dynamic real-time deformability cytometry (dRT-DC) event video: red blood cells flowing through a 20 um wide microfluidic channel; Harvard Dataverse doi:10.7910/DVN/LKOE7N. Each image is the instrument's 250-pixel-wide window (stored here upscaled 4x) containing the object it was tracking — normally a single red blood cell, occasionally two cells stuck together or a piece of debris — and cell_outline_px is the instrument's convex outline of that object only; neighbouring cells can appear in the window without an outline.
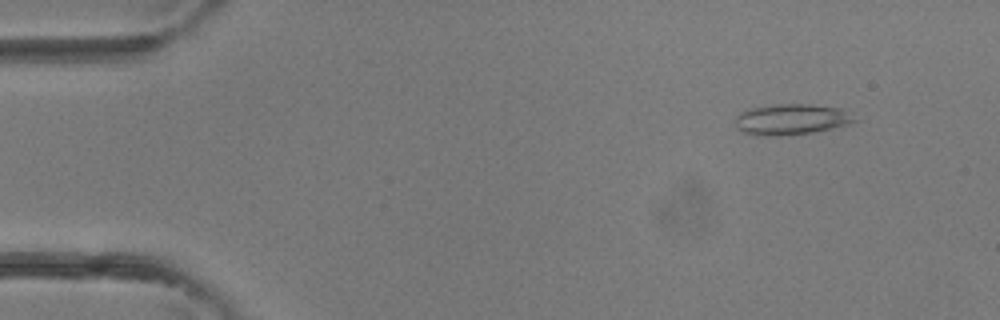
{"species": "common noctule bat (a hibernating species)", "species_latin": "Nyctalus noctula", "temperature_condition": "room temperature", "stored_images_in_passage": 3, "camera_frame_rate_fps": 3000, "um_per_image_px": 0.085, "animal": {"sex": "female"}, "frame": {"image": 1, "passage_image": 1, "time_ms": 0.0, "image_size_px": [1000, 320], "cell_outline_px": [[860, 120], [848, 124], [812, 132], [780, 136], [756, 136], [744, 132], [736, 128], [736, 116], [740, 112], [752, 108], [776, 104], [808, 104], [840, 108]], "centroid_in_image_um": [67.24, 10.15], "position_along_channel_um": 17.8, "area_um2": 21.33}}